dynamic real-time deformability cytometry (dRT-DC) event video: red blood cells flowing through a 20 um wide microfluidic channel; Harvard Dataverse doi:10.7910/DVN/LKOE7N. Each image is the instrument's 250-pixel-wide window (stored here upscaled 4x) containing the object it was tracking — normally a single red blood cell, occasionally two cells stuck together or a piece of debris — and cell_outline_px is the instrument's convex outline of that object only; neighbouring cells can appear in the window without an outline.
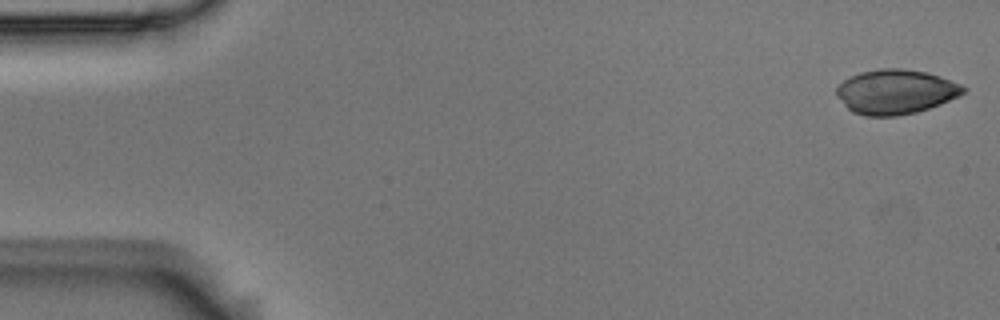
{"species": "Egyptian fruit bat (a non-hibernating species)", "species_latin": "Rousettus aegyptiacus", "temperature_condition": "room temperature", "stored_images_in_passage": 5, "camera_frame_rate_fps": 3000, "um_per_image_px": 0.085, "animal": {"sex": "male"}, "frame": {"image": 1, "passage_image": 1, "time_ms": 0.0, "image_size_px": [1000, 320], "cell_outline_px": [[968, 88], [960, 96], [940, 104], [916, 112], [896, 116], [864, 116], [852, 112], [836, 96], [836, 88], [848, 76], [860, 72], [880, 68], [904, 68], [928, 72], [940, 76], [960, 84]], "centroid_in_image_um": [76.12, 7.79], "position_along_channel_um": 8.9, "area_um2": 33.18}}
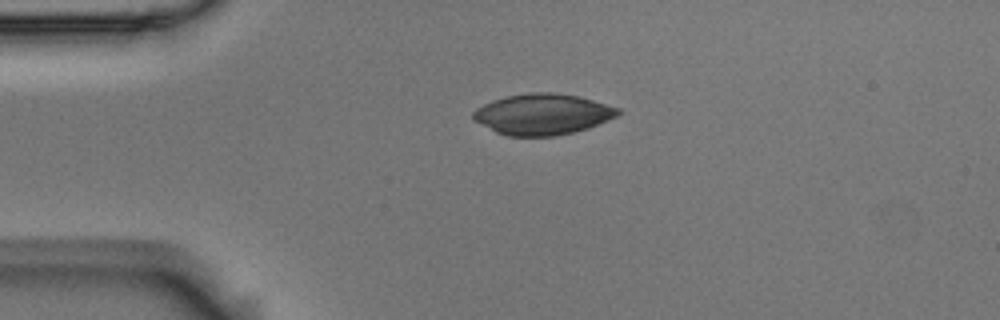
{"frame": {"image": 2, "passage_image": 4, "time_ms": 1.0, "image_size_px": [1000, 320], "cell_outline_px": [[624, 112], [608, 120], [588, 128], [556, 136], [508, 136], [496, 132], [472, 120], [472, 112], [476, 108], [492, 100], [504, 96], [532, 92], [552, 92], [576, 96], [592, 100], [620, 108]], "centroid_in_image_um": [46.1, 9.71], "position_along_channel_um": 38.9, "area_um2": 34.62}}